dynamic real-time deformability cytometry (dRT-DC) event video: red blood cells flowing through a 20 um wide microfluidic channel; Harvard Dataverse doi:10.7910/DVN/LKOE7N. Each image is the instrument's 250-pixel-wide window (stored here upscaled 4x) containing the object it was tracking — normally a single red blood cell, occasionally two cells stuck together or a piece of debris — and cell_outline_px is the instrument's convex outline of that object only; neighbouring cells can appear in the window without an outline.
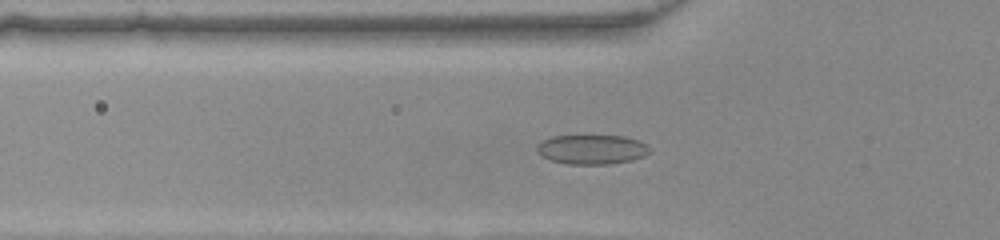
{"species": "common noctule bat (a hibernating species)", "species_latin": "Nyctalus noctula", "temperature_condition": "warm", "stored_images_in_passage": 36, "camera_frame_rate_fps": 3000, "um_per_image_px": 0.085, "animal": {"sex": "female", "body_mass_g": 22.0, "forearm_length_mm": 56.7}, "frame": {"image": 1, "passage_image": 4, "time_ms": 1.0, "image_size_px": [1000, 240], "cell_outline_px": [[652, 152], [644, 156], [632, 160], [608, 164], [568, 164], [552, 160], [540, 156], [536, 152], [536, 148], [544, 140], [552, 136], [624, 136], [640, 140], [648, 144], [652, 148]], "centroid_in_image_um": [50.37, 12.7], "position_along_channel_um": 75.4, "area_um2": 19.54}}
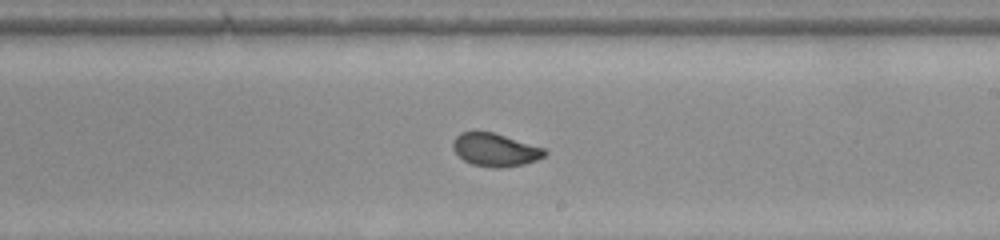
{"frame": {"image": 2, "passage_image": 16, "time_ms": 5.0, "image_size_px": [1000, 240], "cell_outline_px": [[548, 152], [544, 156], [536, 160], [524, 164], [500, 168], [492, 168], [472, 164], [464, 160], [452, 148], [452, 144], [456, 136], [464, 132], [492, 132], [544, 148]], "centroid_in_image_um": [42.1, 12.75], "position_along_channel_um": 246.9, "area_um2": 17.4}}
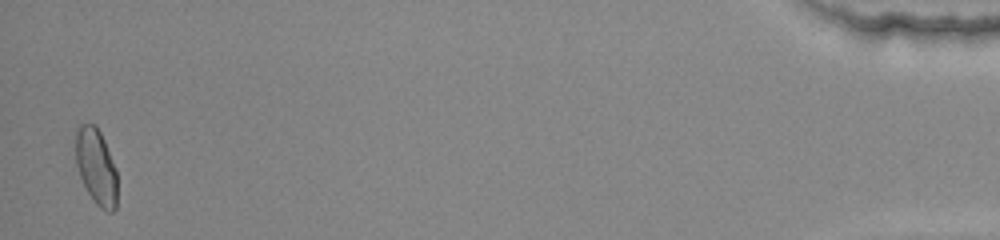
{"frame": {"image": 3, "passage_image": 35, "time_ms": 11.333, "image_size_px": [1000, 240], "cell_outline_px": [[116, 208], [112, 212], [108, 212], [100, 208], [96, 204], [88, 192], [80, 176], [76, 164], [76, 132], [80, 124], [96, 124], [104, 140], [116, 168]], "centroid_in_image_um": [8.18, 14.17], "position_along_channel_um": 427.0, "area_um2": 18.26}}